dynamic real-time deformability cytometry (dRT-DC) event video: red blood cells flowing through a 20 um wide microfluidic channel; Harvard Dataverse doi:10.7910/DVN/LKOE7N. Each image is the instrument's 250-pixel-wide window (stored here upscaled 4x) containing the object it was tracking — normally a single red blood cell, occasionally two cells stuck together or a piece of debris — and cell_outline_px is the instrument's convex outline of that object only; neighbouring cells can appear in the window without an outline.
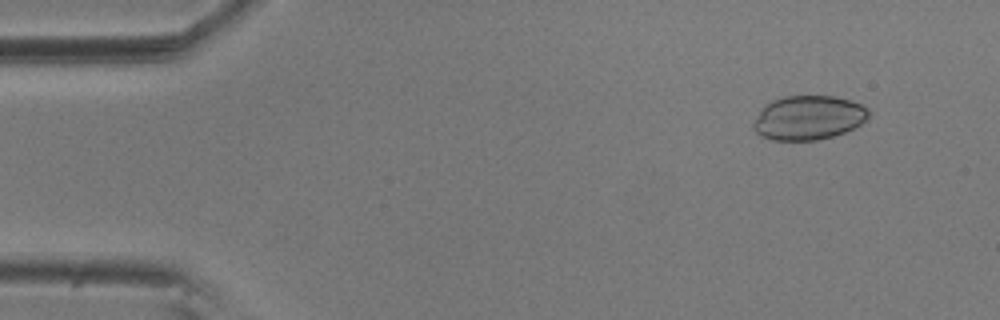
{"species": "common noctule bat (a hibernating species)", "species_latin": "Nyctalus noctula", "temperature_condition": "room temperature", "stored_images_in_passage": 8, "camera_frame_rate_fps": 3000, "um_per_image_px": 0.085, "animal": {"sex": "male", "body_mass_g": 20.5, "forearm_length_mm": 52.5}, "frame": {"image": 1, "passage_image": 2, "time_ms": 0.333, "image_size_px": [1000, 320], "cell_outline_px": [[868, 116], [860, 124], [844, 132], [832, 136], [816, 140], [772, 140], [760, 136], [752, 128], [752, 124], [764, 104], [772, 100], [784, 96], [832, 96], [848, 100], [860, 104], [868, 108]], "centroid_in_image_um": [68.66, 10.01], "position_along_channel_um": 16.3, "area_um2": 29.54}}